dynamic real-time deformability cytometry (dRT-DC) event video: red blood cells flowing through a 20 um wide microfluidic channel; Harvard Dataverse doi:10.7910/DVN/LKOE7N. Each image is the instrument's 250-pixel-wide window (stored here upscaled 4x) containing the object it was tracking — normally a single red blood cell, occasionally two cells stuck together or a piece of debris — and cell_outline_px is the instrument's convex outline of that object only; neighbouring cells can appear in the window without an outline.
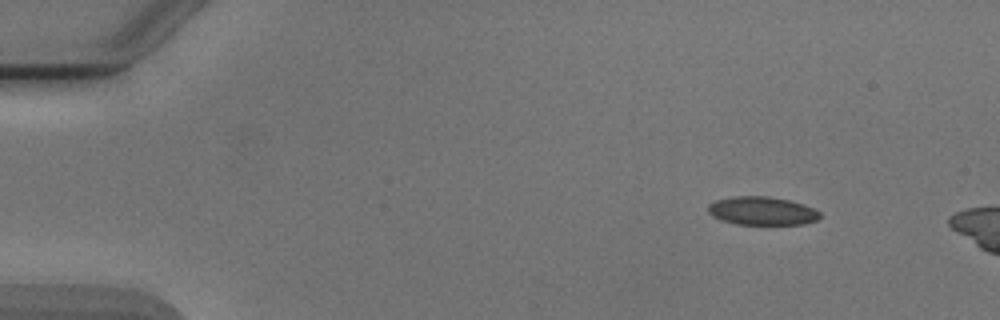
{"species": "Egyptian fruit bat (a non-hibernating species)", "species_latin": "Rousettus aegyptiacus", "temperature_condition": "cold", "stored_images_in_passage": 6, "camera_frame_rate_fps": 3000, "um_per_image_px": 0.085, "animal": {"sex": "male"}, "frame": {"image": 1, "passage_image": 1, "time_ms": 0.0, "image_size_px": [1000, 320], "cell_outline_px": [[820, 216], [816, 220], [804, 224], [736, 224], [712, 216], [708, 212], [708, 204], [716, 200], [732, 196], [768, 196], [788, 200], [804, 204], [820, 212]], "centroid_in_image_um": [64.76, 17.92], "position_along_channel_um": 20.2, "area_um2": 18.38}}
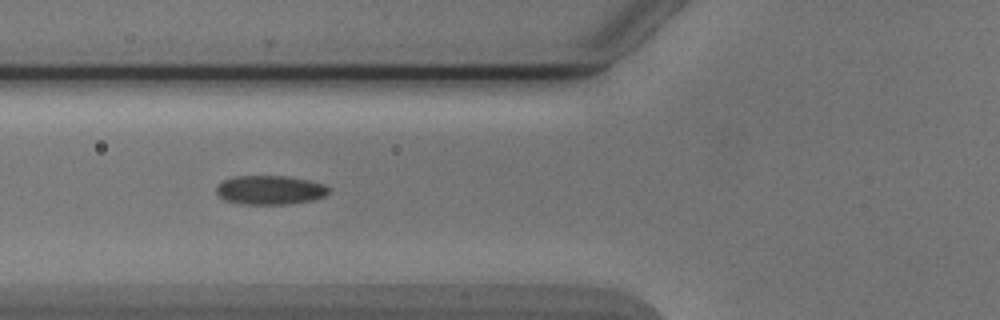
{"frame": {"image": 2, "passage_image": 5, "time_ms": 4.667, "image_size_px": [1000, 320], "cell_outline_px": [[328, 192], [324, 196], [312, 200], [288, 204], [240, 204], [224, 200], [216, 192], [216, 188], [224, 180], [232, 176], [288, 176], [308, 180], [324, 184], [328, 188]], "centroid_in_image_um": [22.93, 16.15], "position_along_channel_um": 102.9, "area_um2": 18.96}}
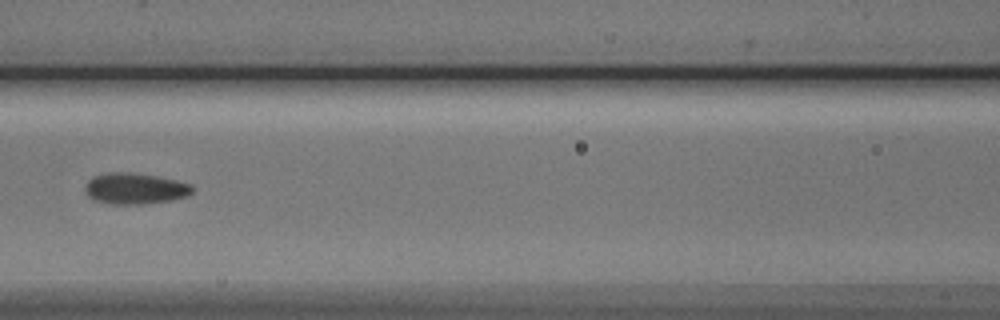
{"frame": {"image": 3, "passage_image": 6, "time_ms": 6.0, "image_size_px": [1000, 320], "cell_outline_px": [[196, 188], [188, 196], [172, 200], [144, 204], [108, 204], [96, 200], [88, 196], [84, 192], [84, 184], [92, 176], [112, 172], [128, 172], [156, 176], [176, 180], [192, 184]], "centroid_in_image_um": [11.48, 16.03], "position_along_channel_um": 155.1, "area_um2": 19.71}}